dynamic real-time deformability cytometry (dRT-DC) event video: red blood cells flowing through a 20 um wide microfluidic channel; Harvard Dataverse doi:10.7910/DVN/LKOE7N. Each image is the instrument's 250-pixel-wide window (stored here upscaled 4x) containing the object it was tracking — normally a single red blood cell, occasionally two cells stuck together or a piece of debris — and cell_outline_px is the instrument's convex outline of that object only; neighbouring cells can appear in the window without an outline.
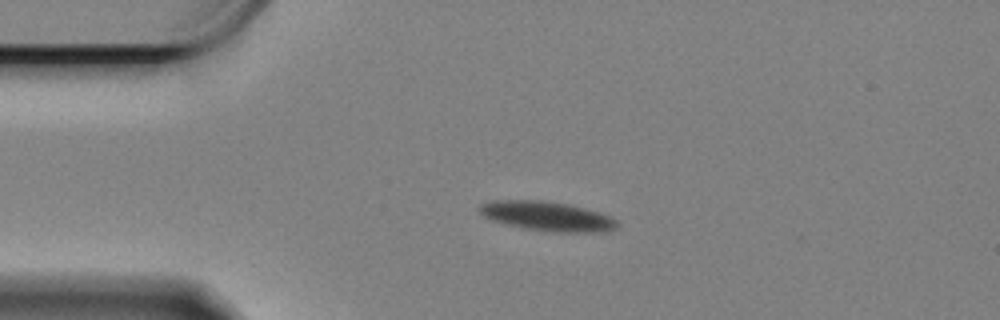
{"species": "Egyptian fruit bat (a non-hibernating species)", "species_latin": "Rousettus aegyptiacus", "temperature_condition": "cold", "stored_images_in_passage": 59, "camera_frame_rate_fps": 3000, "um_per_image_px": 0.085, "animal": {"sex": "female"}, "frame": {"image": 1, "passage_image": 12, "time_ms": 3.667, "image_size_px": [1000, 320], "cell_outline_px": [[620, 224], [616, 228], [608, 232], [548, 232], [520, 228], [492, 220], [484, 216], [480, 212], [480, 204], [496, 200], [532, 200], [564, 204], [584, 208], [600, 212], [616, 220]], "centroid_in_image_um": [46.54, 18.4], "position_along_channel_um": 38.5, "area_um2": 23.52}}
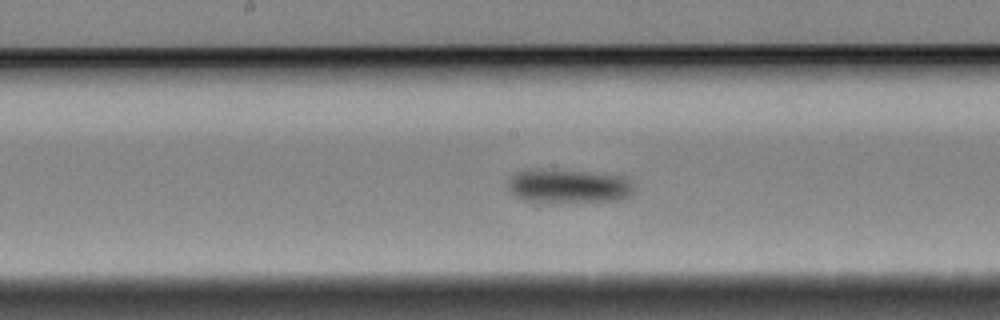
{"frame": {"image": 2, "passage_image": 29, "time_ms": 9.333, "image_size_px": [1000, 320], "cell_outline_px": [[636, 188], [632, 196], [620, 200], [524, 200], [516, 196], [508, 188], [508, 184], [512, 176], [520, 172], [532, 168], [588, 172], [624, 176]], "centroid_in_image_um": [48.39, 15.78], "position_along_channel_um": 199.8, "area_um2": 24.16}}
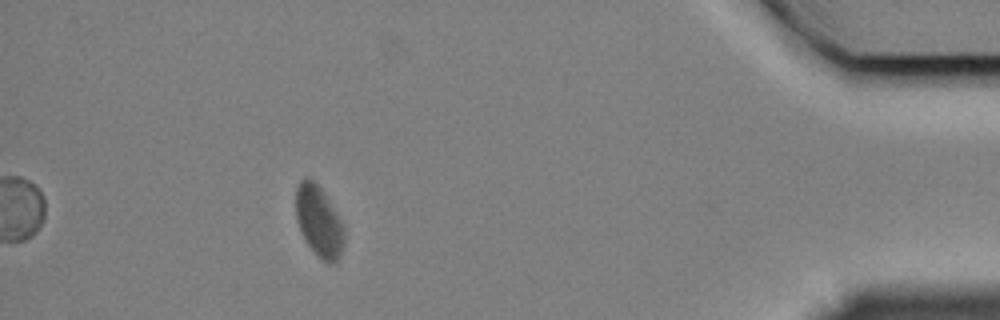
{"frame": {"image": 3, "passage_image": 53, "time_ms": 17.333, "image_size_px": [1000, 320], "cell_outline_px": [[344, 244], [340, 256], [332, 264], [328, 264], [304, 240], [296, 220], [296, 188], [300, 180], [312, 180], [320, 188], [340, 220], [344, 228]], "centroid_in_image_um": [27.1, 18.85], "position_along_channel_um": 408.1, "area_um2": 19.36}, "authors_computed_cell_mechanics": {"area_um2": 22.3686, "velocity_mm_per_s": 3.2831, "shape_relaxation_time_tau1_ms": 3.7253, "shape_relaxation_time_tau2_ms": null, "deformation_change_tau1": 0.0847, "deformation_change_tau2": null}}